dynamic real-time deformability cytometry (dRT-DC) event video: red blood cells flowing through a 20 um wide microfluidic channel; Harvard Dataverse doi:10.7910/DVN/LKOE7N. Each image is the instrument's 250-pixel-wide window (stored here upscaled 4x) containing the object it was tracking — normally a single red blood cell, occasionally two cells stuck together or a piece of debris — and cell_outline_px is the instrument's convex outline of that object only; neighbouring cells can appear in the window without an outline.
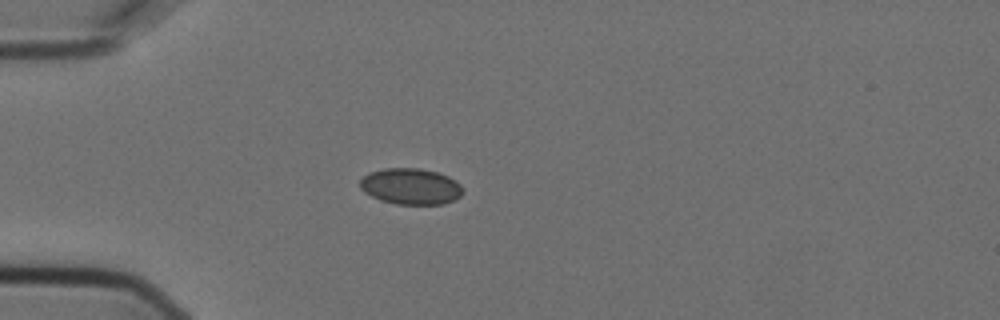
{"species": "Egyptian fruit bat (a non-hibernating species)", "species_latin": "Rousettus aegyptiacus", "temperature_condition": "cold", "stored_images_in_passage": 2, "camera_frame_rate_fps": 3000, "um_per_image_px": 0.085, "animal": {"sex": "female"}, "frame": {"image": 1, "passage_image": 1, "time_ms": 0.0, "image_size_px": [1000, 320], "cell_outline_px": [[464, 192], [460, 196], [444, 204], [396, 204], [380, 200], [364, 192], [360, 188], [360, 180], [368, 172], [384, 168], [420, 168], [436, 172], [448, 176], [460, 184]], "centroid_in_image_um": [34.9, 15.84], "position_along_channel_um": 50.1, "area_um2": 21.68}}